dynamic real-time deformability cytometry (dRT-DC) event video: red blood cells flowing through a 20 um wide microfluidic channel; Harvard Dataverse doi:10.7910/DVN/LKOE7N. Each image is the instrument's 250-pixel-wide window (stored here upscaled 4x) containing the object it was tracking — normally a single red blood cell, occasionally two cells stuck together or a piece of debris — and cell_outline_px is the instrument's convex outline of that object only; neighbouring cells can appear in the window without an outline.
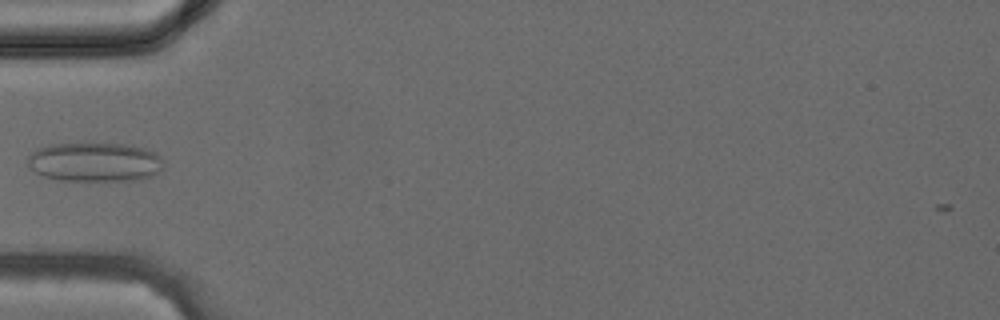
{"species": "common noctule bat (a hibernating species)", "species_latin": "Nyctalus noctula", "temperature_condition": "cold", "stored_images_in_passage": 27, "camera_frame_rate_fps": 3000, "um_per_image_px": 0.085, "animal": {"sex": "female", "body_mass_g": 24.6, "forearm_length_mm": 56.2}, "frame": {"image": 1, "passage_image": 1, "time_ms": 0.0, "image_size_px": [1000, 320], "cell_outline_px": [[164, 168], [156, 176], [144, 180], [60, 180], [44, 176], [28, 168], [28, 156], [32, 152], [48, 144], [84, 140], [132, 144], [156, 152], [164, 160]], "centroid_in_image_um": [8.12, 13.72], "position_along_channel_um": 76.9, "area_um2": 32.66}}
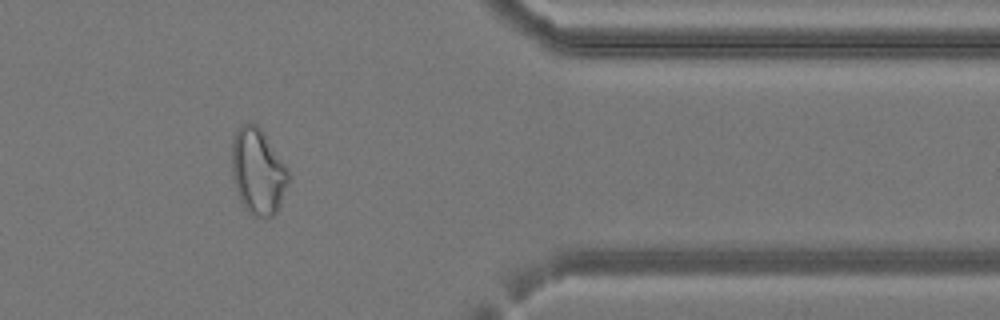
{"frame": {"image": 2, "passage_image": 20, "time_ms": 6.333, "image_size_px": [1000, 320], "cell_outline_px": [[288, 184], [280, 204], [276, 212], [272, 216], [252, 216], [244, 208], [240, 200], [232, 180], [232, 136], [240, 124], [252, 120], [264, 132], [288, 168]], "centroid_in_image_um": [21.9, 14.52], "position_along_channel_um": 389.5, "area_um2": 28.73}}